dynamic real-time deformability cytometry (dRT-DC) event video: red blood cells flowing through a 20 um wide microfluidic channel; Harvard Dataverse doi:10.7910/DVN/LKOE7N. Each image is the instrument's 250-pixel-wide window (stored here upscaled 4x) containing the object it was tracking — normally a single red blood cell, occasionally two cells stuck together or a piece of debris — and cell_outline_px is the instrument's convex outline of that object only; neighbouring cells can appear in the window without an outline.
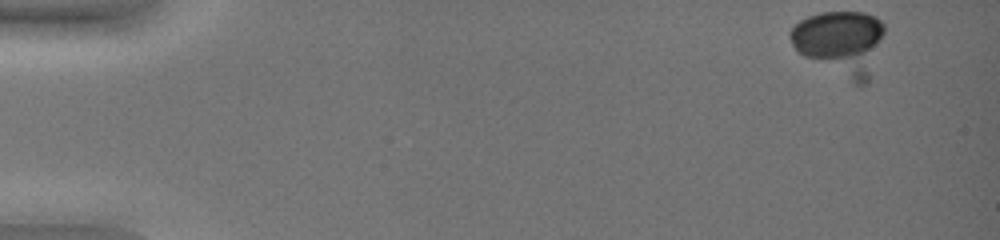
{"species": "common noctule bat (a hibernating species)", "species_latin": "Nyctalus noctula", "temperature_condition": "warm", "stored_images_in_passage": 8, "camera_frame_rate_fps": 3000, "um_per_image_px": 0.085, "animal": {"sex": "female", "body_mass_g": 19.0, "forearm_length_mm": 51.5}, "frame": {"image": 1, "passage_image": 1, "time_ms": 0.0, "image_size_px": [1000, 240], "cell_outline_px": [[884, 32], [868, 84], [856, 84], [796, 52], [788, 36], [788, 32], [800, 20], [808, 16], [820, 12], [864, 12], [876, 16], [884, 24]], "centroid_in_image_um": [71.43, 3.61], "position_along_channel_um": 13.6, "area_um2": 35.32}}